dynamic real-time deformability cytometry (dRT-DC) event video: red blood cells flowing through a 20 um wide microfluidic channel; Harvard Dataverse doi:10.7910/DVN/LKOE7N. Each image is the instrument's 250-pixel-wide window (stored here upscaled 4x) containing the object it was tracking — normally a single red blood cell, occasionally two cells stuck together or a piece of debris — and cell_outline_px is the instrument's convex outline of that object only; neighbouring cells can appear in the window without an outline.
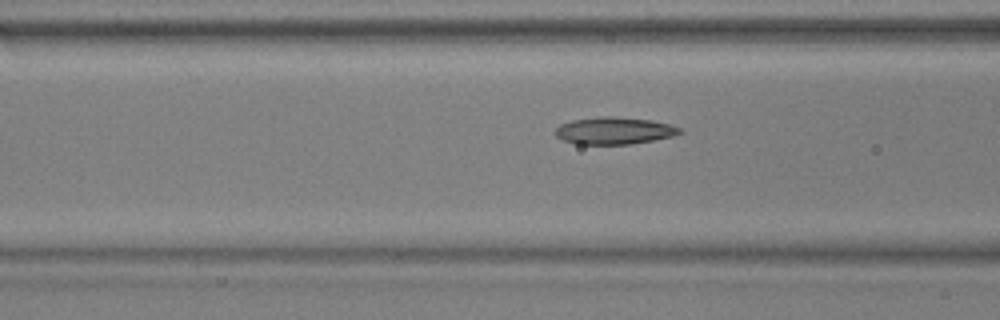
{"species": "common noctule bat (a hibernating species)", "species_latin": "Nyctalus noctula", "temperature_condition": "warm", "stored_images_in_passage": 39, "camera_frame_rate_fps": 3000, "um_per_image_px": 0.085, "animal": {"sex": "male", "body_mass_g": 17.9, "forearm_length_mm": 54.2}, "frame": {"image": 1, "passage_image": 15, "time_ms": 4.667, "image_size_px": [1000, 320], "cell_outline_px": [[684, 132], [672, 136], [652, 140], [628, 144], [576, 144], [564, 140], [556, 136], [552, 132], [560, 124], [572, 120], [600, 116], [612, 116], [652, 120], [668, 124], [680, 128]], "centroid_in_image_um": [52.17, 11.1], "position_along_channel_um": 114.4, "area_um2": 19.65}}
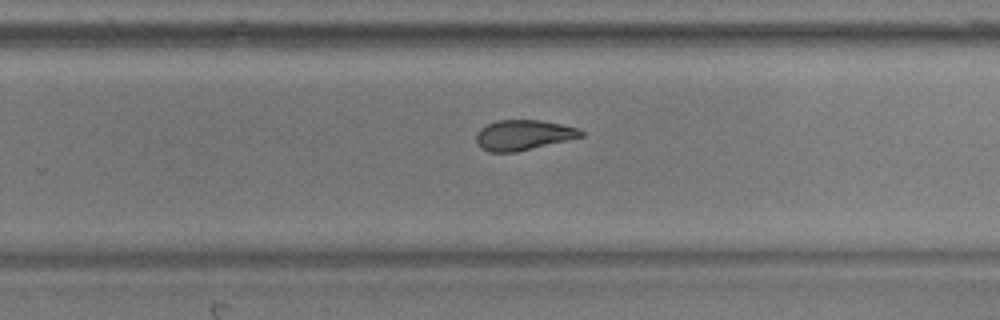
{"frame": {"image": 2, "passage_image": 29, "time_ms": 9.333, "image_size_px": [1000, 320], "cell_outline_px": [[584, 136], [516, 152], [488, 152], [480, 148], [476, 144], [476, 136], [480, 128], [496, 120], [540, 120], [560, 124], [576, 128], [584, 132]], "centroid_in_image_um": [44.44, 11.48], "position_along_channel_um": 285.4, "area_um2": 18.38}}
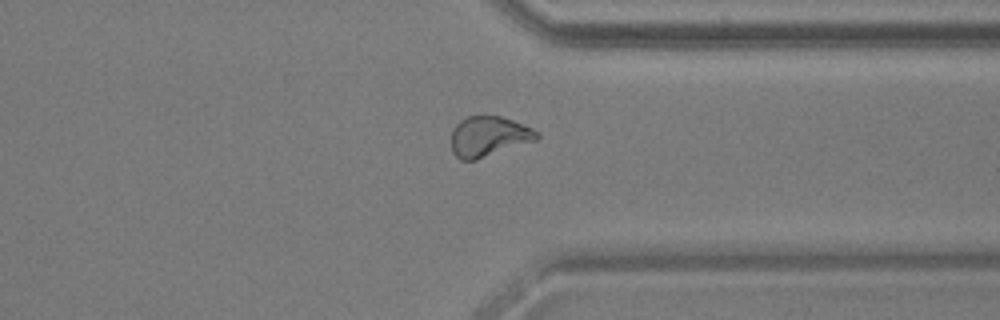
{"frame": {"image": 3, "passage_image": 36, "time_ms": 11.667, "image_size_px": [1000, 320], "cell_outline_px": [[540, 136], [536, 140], [476, 160], [460, 160], [452, 152], [452, 128], [460, 120], [468, 116], [500, 116], [512, 120], [532, 128], [540, 132]], "centroid_in_image_um": [41.53, 11.6], "position_along_channel_um": 369.9, "area_um2": 20.06}}